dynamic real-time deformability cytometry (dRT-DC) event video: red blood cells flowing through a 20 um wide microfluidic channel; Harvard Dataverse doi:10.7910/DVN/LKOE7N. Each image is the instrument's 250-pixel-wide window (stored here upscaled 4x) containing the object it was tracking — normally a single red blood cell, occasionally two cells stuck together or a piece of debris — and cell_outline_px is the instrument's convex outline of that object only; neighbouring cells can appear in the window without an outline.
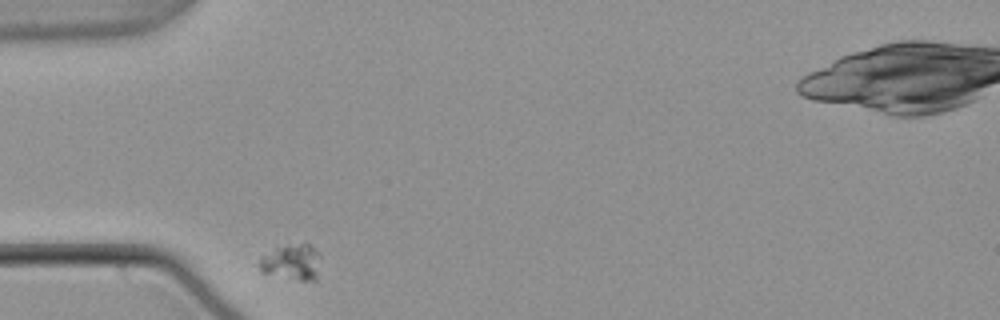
{"species": "common noctule bat (a hibernating species)", "species_latin": "Nyctalus noctula", "temperature_condition": "warm", "stored_images_in_passage": 33, "camera_frame_rate_fps": 3000, "um_per_image_px": 0.085, "animal": {"sex": "male", "body_mass_g": 21.5, "forearm_length_mm": 52.0}, "frame": {"image": 1, "passage_image": 1, "time_ms": 0.0, "image_size_px": [1000, 320], "cell_outline_px": [[320, 256], [316, 280], [300, 280], [264, 272], [260, 268], [260, 256], [276, 244], [304, 240]], "centroid_in_image_um": [24.77, 22.17], "position_along_channel_um": 60.2, "area_um2": 13.18}}
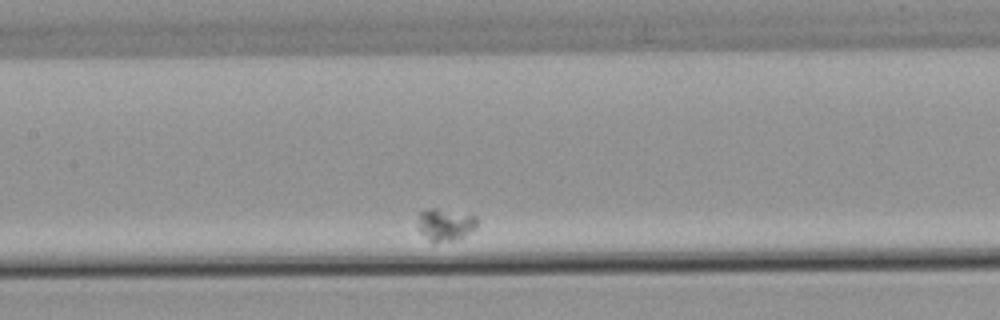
{"frame": {"image": 2, "passage_image": 13, "time_ms": 4.0, "image_size_px": [1000, 320], "cell_outline_px": [[476, 228], [464, 236], [452, 240], [432, 244], [416, 228], [416, 220], [420, 212], [428, 208], [436, 208], [476, 216]], "centroid_in_image_um": [37.77, 19.11], "position_along_channel_um": 169.6, "area_um2": 11.33}}
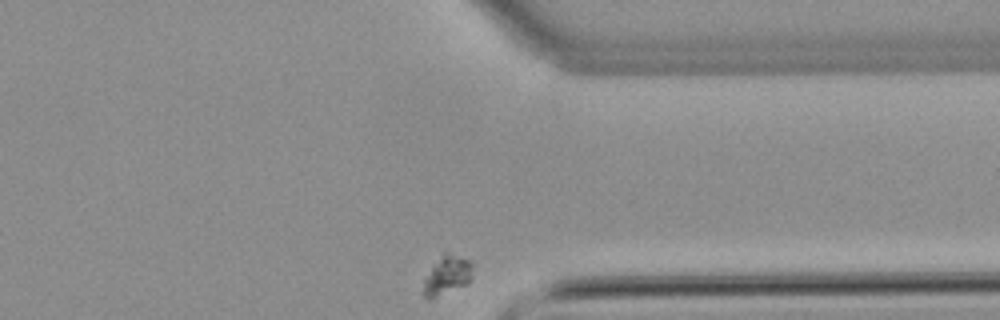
{"frame": {"image": 3, "passage_image": 33, "time_ms": 10.667, "image_size_px": [1000, 320], "cell_outline_px": [[472, 276], [468, 284], [428, 300], [424, 296], [424, 280], [432, 268], [444, 252], [472, 260]], "centroid_in_image_um": [38.04, 23.41], "position_along_channel_um": 373.4, "area_um2": 10.92}}